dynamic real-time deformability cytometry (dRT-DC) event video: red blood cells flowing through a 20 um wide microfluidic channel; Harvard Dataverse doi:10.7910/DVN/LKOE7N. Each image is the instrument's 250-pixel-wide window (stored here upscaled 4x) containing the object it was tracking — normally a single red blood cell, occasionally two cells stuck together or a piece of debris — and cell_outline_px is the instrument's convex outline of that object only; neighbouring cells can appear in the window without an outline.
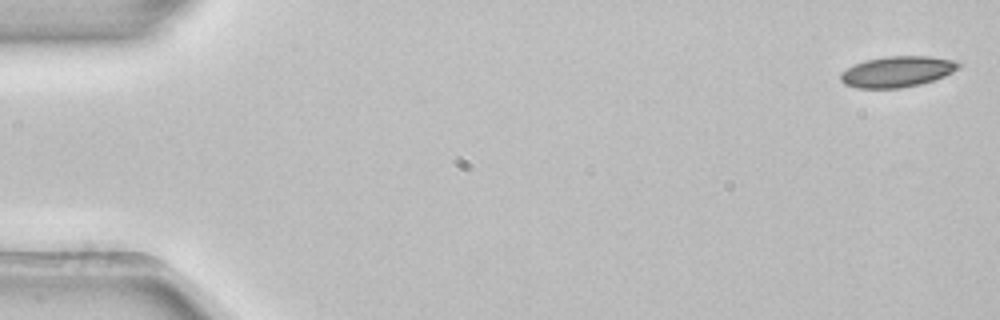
{"species": "common noctule bat (a hibernating species)", "species_latin": "Nyctalus noctula", "temperature_condition": "room temperature", "stored_images_in_passage": 4, "camera_frame_rate_fps": 3000, "um_per_image_px": 0.085, "animal": {"sex": "female", "body_mass_g": 22.7, "forearm_length_mm": 54.2}, "frame": {"image": 1, "passage_image": 1, "time_ms": 0.0, "image_size_px": [1000, 320], "cell_outline_px": [[964, 64], [960, 68], [944, 76], [920, 84], [900, 88], [856, 88], [844, 84], [840, 80], [840, 72], [864, 60], [888, 56], [928, 56], [952, 60]], "centroid_in_image_um": [76.26, 6.09], "position_along_channel_um": 8.7, "area_um2": 21.21}}
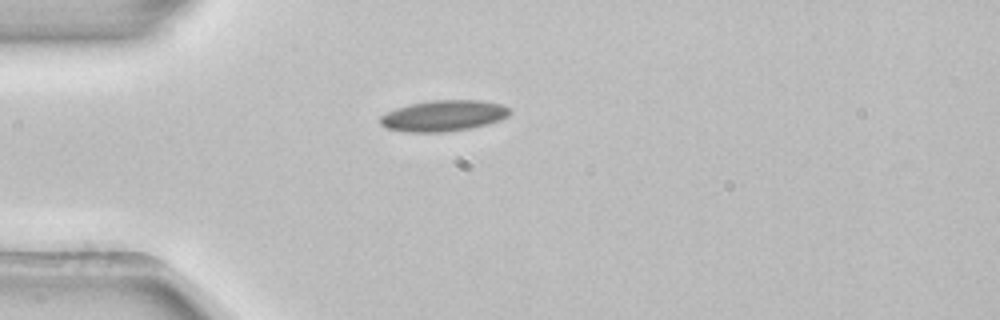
{"frame": {"image": 2, "passage_image": 4, "time_ms": 1.0, "image_size_px": [1000, 320], "cell_outline_px": [[508, 116], [500, 120], [468, 128], [444, 132], [404, 132], [384, 128], [380, 124], [380, 116], [396, 108], [412, 104], [436, 100], [480, 100], [500, 104], [508, 108]], "centroid_in_image_um": [37.64, 9.84], "position_along_channel_um": 47.4, "area_um2": 23.06}}